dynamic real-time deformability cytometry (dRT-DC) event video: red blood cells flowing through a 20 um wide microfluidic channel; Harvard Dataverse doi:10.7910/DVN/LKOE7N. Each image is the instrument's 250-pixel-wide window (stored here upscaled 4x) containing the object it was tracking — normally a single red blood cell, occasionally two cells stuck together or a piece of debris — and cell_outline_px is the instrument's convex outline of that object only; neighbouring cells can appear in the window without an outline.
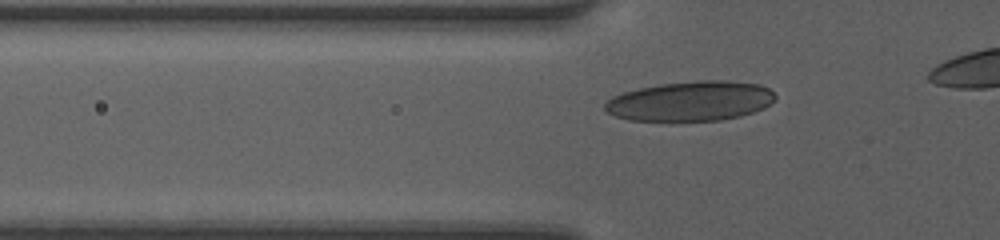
{"species": "human", "species_latin": "Homo sapiens", "temperature_condition": "room temperature", "stored_images_in_passage": 31, "camera_frame_rate_fps": 3000, "um_per_image_px": 0.085, "donor": {"sex": "female"}, "frame": {"image": 1, "passage_image": 7, "time_ms": 2.0, "image_size_px": [1000, 240], "cell_outline_px": [[776, 100], [764, 108], [740, 116], [720, 120], [628, 120], [616, 116], [608, 112], [604, 108], [604, 104], [612, 96], [624, 92], [640, 88], [660, 84], [700, 80], [724, 80], [760, 84], [768, 88], [776, 96]], "centroid_in_image_um": [58.72, 8.58], "position_along_channel_um": 67.1, "area_um2": 39.3}}
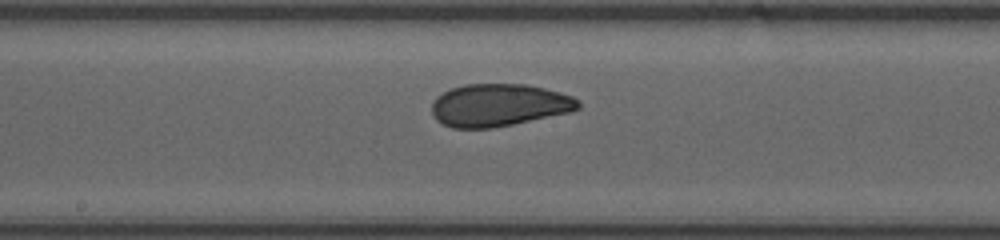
{"frame": {"image": 2, "passage_image": 17, "time_ms": 5.333, "image_size_px": [1000, 240], "cell_outline_px": [[580, 108], [572, 112], [492, 128], [452, 128], [436, 120], [432, 112], [432, 104], [436, 96], [452, 88], [464, 84], [524, 84], [544, 88], [560, 92], [572, 96], [580, 100]], "centroid_in_image_um": [42.43, 8.93], "position_along_channel_um": 205.8, "area_um2": 36.36}}
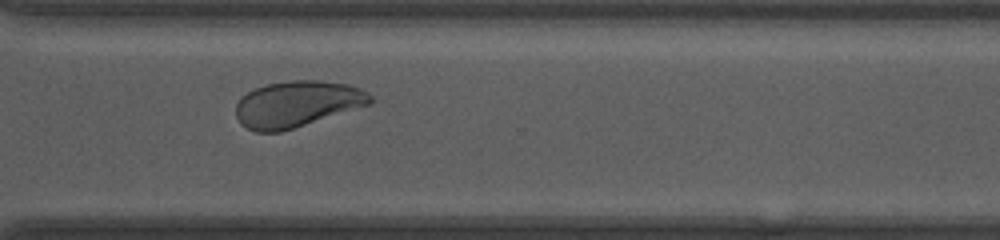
{"frame": {"image": 3, "passage_image": 27, "time_ms": 8.667, "image_size_px": [1000, 240], "cell_outline_px": [[372, 100], [368, 104], [280, 132], [256, 132], [240, 124], [236, 116], [236, 104], [248, 92], [256, 88], [268, 84], [292, 80], [320, 80], [348, 84], [360, 88], [368, 92], [372, 96]], "centroid_in_image_um": [25.22, 8.83], "position_along_channel_um": 345.4, "area_um2": 35.6}}